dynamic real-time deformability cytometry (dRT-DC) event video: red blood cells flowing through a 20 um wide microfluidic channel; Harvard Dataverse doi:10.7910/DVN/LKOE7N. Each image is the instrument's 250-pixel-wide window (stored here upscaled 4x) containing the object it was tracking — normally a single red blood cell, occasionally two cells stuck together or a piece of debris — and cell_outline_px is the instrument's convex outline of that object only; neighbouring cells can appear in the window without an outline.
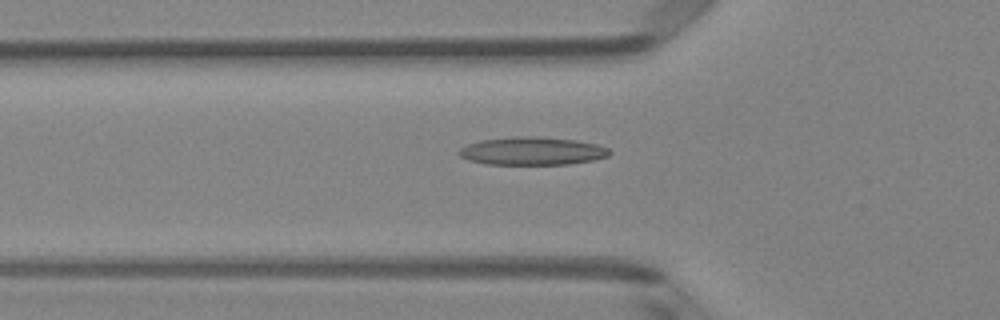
{"species": "Egyptian fruit bat (a non-hibernating species)", "species_latin": "Rousettus aegyptiacus", "temperature_condition": "room temperature", "stored_images_in_passage": 50, "camera_frame_rate_fps": 3000, "um_per_image_px": 0.085, "animal": {"sex": "female"}, "frame": {"image": 1, "passage_image": 17, "time_ms": 5.333, "image_size_px": [1000, 320], "cell_outline_px": [[612, 152], [608, 156], [596, 160], [568, 164], [488, 164], [468, 160], [460, 156], [456, 152], [460, 148], [468, 144], [480, 140], [516, 136], [536, 136], [576, 140], [596, 144], [608, 148]], "centroid_in_image_um": [45.24, 12.83], "position_along_channel_um": 80.6, "area_um2": 24.68}}
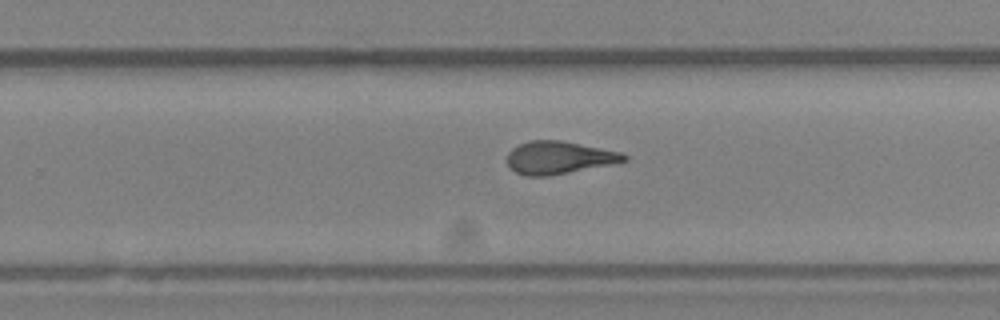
{"frame": {"image": 2, "passage_image": 32, "time_ms": 10.333, "image_size_px": [1000, 320], "cell_outline_px": [[628, 160], [548, 176], [524, 176], [508, 168], [508, 152], [512, 148], [528, 140], [560, 140], [620, 152], [628, 156]], "centroid_in_image_um": [47.44, 13.39], "position_along_channel_um": 282.4, "area_um2": 21.96}}
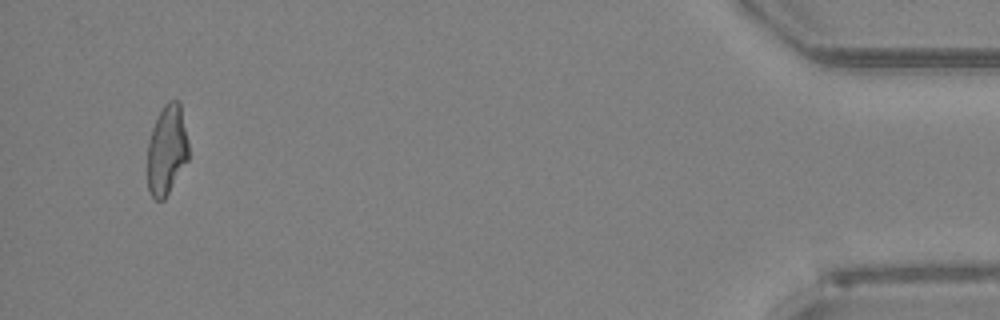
{"frame": {"image": 3, "passage_image": 48, "time_ms": 15.667, "image_size_px": [1000, 320], "cell_outline_px": [[188, 160], [164, 200], [156, 200], [148, 192], [148, 140], [152, 128], [164, 104], [168, 100], [180, 100], [188, 140]], "centroid_in_image_um": [14.19, 12.73], "position_along_channel_um": 421.0, "area_um2": 21.62}, "authors_computed_cell_mechanics": {"area_um2": 22.542, "velocity_mm_per_s": 4.0412, "shape_relaxation_time_tau1_ms": 11.2671, "shape_relaxation_time_tau2_ms": 1.753, "deformation_change_tau1": 0.3507, "deformation_change_tau2": 0.1028}}